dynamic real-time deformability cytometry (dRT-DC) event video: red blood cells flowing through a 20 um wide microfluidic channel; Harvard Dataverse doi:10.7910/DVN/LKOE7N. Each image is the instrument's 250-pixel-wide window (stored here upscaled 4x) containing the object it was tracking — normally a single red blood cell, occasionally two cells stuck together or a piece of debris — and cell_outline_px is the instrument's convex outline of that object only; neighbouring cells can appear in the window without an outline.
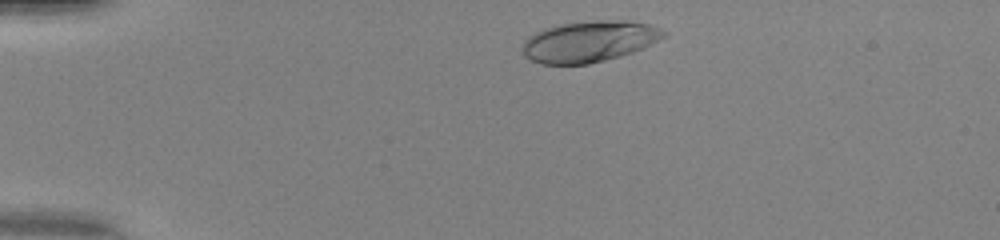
{"species": "human", "species_latin": "Homo sapiens", "temperature_condition": "warm", "stored_images_in_passage": 35, "camera_frame_rate_fps": 3000, "um_per_image_px": 0.085, "donor": {"sex": "female"}, "frame": {"image": 1, "passage_image": 3, "time_ms": 0.667, "image_size_px": [1000, 240], "cell_outline_px": [[668, 36], [644, 48], [620, 56], [588, 64], [540, 64], [524, 56], [520, 48], [524, 40], [528, 36], [544, 28], [560, 24], [600, 20], [624, 20], [648, 24], [660, 28], [668, 32]], "centroid_in_image_um": [50.09, 3.52], "position_along_channel_um": 34.9, "area_um2": 34.1}}
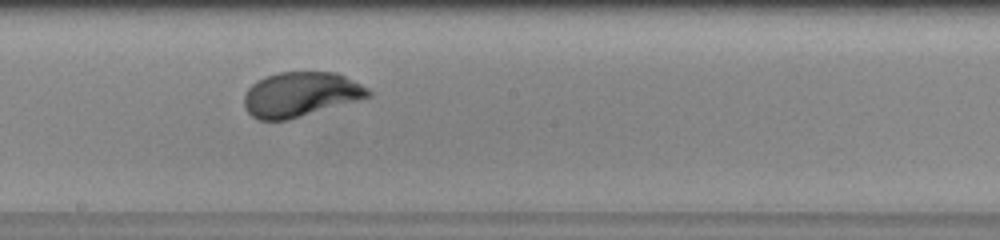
{"frame": {"image": 2, "passage_image": 21, "time_ms": 6.667, "image_size_px": [1000, 240], "cell_outline_px": [[372, 96], [360, 100], [288, 120], [260, 120], [252, 116], [244, 108], [244, 96], [248, 88], [256, 80], [264, 76], [280, 72], [336, 72], [368, 88], [372, 92]], "centroid_in_image_um": [25.54, 8.03], "position_along_channel_um": 222.7, "area_um2": 32.48}}
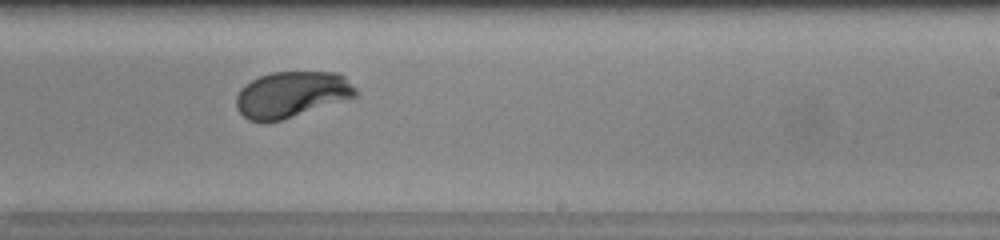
{"frame": {"image": 3, "passage_image": 24, "time_ms": 7.667, "image_size_px": [1000, 240], "cell_outline_px": [[356, 96], [280, 120], [264, 124], [248, 120], [236, 108], [236, 96], [240, 88], [244, 84], [260, 76], [272, 72], [336, 72], [344, 76], [356, 88]], "centroid_in_image_um": [24.72, 8.03], "position_along_channel_um": 264.3, "area_um2": 31.91}, "authors_computed_cell_mechanics": {"area_um2": 32.657, "velocity_mm_per_s": 4.1641, "shape_relaxation_time_tau1_ms": 1.9878, "shape_relaxation_time_tau2_ms": null, "deformation_change_tau1": 0.1899, "deformation_change_tau2": null}}